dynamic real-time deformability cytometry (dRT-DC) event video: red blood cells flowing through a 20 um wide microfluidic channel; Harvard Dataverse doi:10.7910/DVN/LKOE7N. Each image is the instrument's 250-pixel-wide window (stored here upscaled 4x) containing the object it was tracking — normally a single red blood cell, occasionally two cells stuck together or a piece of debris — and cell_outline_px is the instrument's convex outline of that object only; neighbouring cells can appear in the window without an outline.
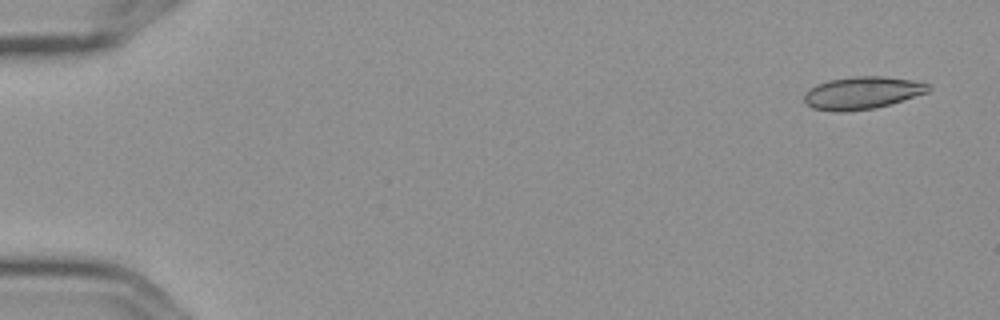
{"species": "Egyptian fruit bat (a non-hibernating species)", "species_latin": "Rousettus aegyptiacus", "temperature_condition": "cold", "stored_images_in_passage": 5, "camera_frame_rate_fps": 3000, "um_per_image_px": 0.085, "frame": {"image": 1, "passage_image": 1, "time_ms": 0.0, "image_size_px": [1000, 320], "cell_outline_px": [[932, 88], [928, 92], [876, 108], [844, 112], [832, 112], [812, 108], [804, 104], [804, 92], [816, 84], [828, 80], [852, 76], [884, 76], [912, 80], [928, 84]], "centroid_in_image_um": [73.23, 7.9], "position_along_channel_um": 11.8, "area_um2": 23.76}}
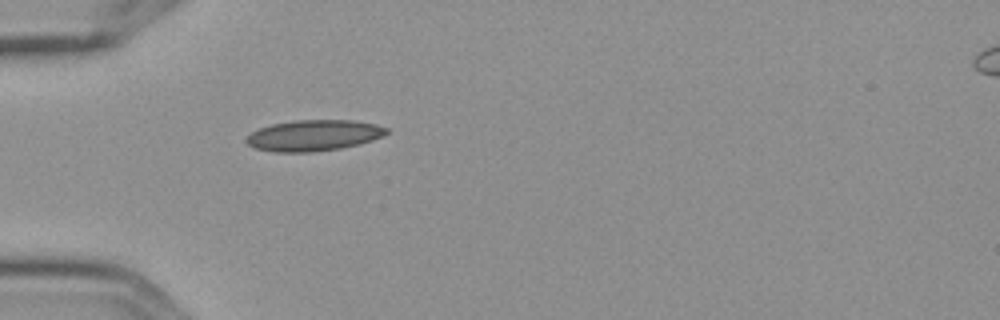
{"frame": {"image": 2, "passage_image": 5, "time_ms": 1.333, "image_size_px": [1000, 320], "cell_outline_px": [[388, 132], [372, 140], [360, 144], [340, 148], [312, 152], [276, 152], [256, 148], [248, 144], [244, 140], [252, 132], [260, 128], [272, 124], [296, 120], [352, 120], [376, 124], [388, 128]], "centroid_in_image_um": [26.67, 11.51], "position_along_channel_um": 58.3, "area_um2": 25.14}}